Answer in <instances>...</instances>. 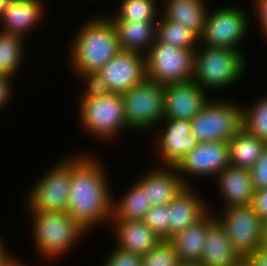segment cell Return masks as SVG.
Instances as JSON below:
<instances>
[{"instance_id": "6da1fadb", "label": "cell", "mask_w": 267, "mask_h": 266, "mask_svg": "<svg viewBox=\"0 0 267 266\" xmlns=\"http://www.w3.org/2000/svg\"><path fill=\"white\" fill-rule=\"evenodd\" d=\"M73 154L66 212L88 233H92L95 227L109 226L112 219V179L108 176V166L98 155L87 150Z\"/></svg>"}, {"instance_id": "7a4b0ae2", "label": "cell", "mask_w": 267, "mask_h": 266, "mask_svg": "<svg viewBox=\"0 0 267 266\" xmlns=\"http://www.w3.org/2000/svg\"><path fill=\"white\" fill-rule=\"evenodd\" d=\"M103 13L85 18L71 36L66 50L71 76L99 72L121 50L115 26Z\"/></svg>"}, {"instance_id": "3957f363", "label": "cell", "mask_w": 267, "mask_h": 266, "mask_svg": "<svg viewBox=\"0 0 267 266\" xmlns=\"http://www.w3.org/2000/svg\"><path fill=\"white\" fill-rule=\"evenodd\" d=\"M28 213L25 214L30 218V237L35 254L45 263L68 256V252H73L82 238L88 236V232L66 211Z\"/></svg>"}, {"instance_id": "277c9868", "label": "cell", "mask_w": 267, "mask_h": 266, "mask_svg": "<svg viewBox=\"0 0 267 266\" xmlns=\"http://www.w3.org/2000/svg\"><path fill=\"white\" fill-rule=\"evenodd\" d=\"M246 56L249 55L245 52L199 43L195 49L192 81L210 95L215 91L224 90L225 93L226 89L233 88L248 73L250 58Z\"/></svg>"}, {"instance_id": "5b68a950", "label": "cell", "mask_w": 267, "mask_h": 266, "mask_svg": "<svg viewBox=\"0 0 267 266\" xmlns=\"http://www.w3.org/2000/svg\"><path fill=\"white\" fill-rule=\"evenodd\" d=\"M77 103L79 127L84 134L87 133V137L91 135L98 143L108 144L118 136L121 139L123 133L130 132L125 120L122 94L110 93L94 99H78Z\"/></svg>"}, {"instance_id": "8992f818", "label": "cell", "mask_w": 267, "mask_h": 266, "mask_svg": "<svg viewBox=\"0 0 267 266\" xmlns=\"http://www.w3.org/2000/svg\"><path fill=\"white\" fill-rule=\"evenodd\" d=\"M210 9L206 16L203 32L199 37V43L245 52L241 46L248 39L251 24L254 23L250 14L251 10L230 3Z\"/></svg>"}, {"instance_id": "52a82bcc", "label": "cell", "mask_w": 267, "mask_h": 266, "mask_svg": "<svg viewBox=\"0 0 267 266\" xmlns=\"http://www.w3.org/2000/svg\"><path fill=\"white\" fill-rule=\"evenodd\" d=\"M54 164V165H53ZM42 172L24 194L26 212H64L68 205L72 154L63 156Z\"/></svg>"}, {"instance_id": "ba28073f", "label": "cell", "mask_w": 267, "mask_h": 266, "mask_svg": "<svg viewBox=\"0 0 267 266\" xmlns=\"http://www.w3.org/2000/svg\"><path fill=\"white\" fill-rule=\"evenodd\" d=\"M223 96H212L191 120V134L199 142H228L243 128V103Z\"/></svg>"}, {"instance_id": "9c48e42d", "label": "cell", "mask_w": 267, "mask_h": 266, "mask_svg": "<svg viewBox=\"0 0 267 266\" xmlns=\"http://www.w3.org/2000/svg\"><path fill=\"white\" fill-rule=\"evenodd\" d=\"M165 86L146 78L122 94L130 133L151 134L163 117Z\"/></svg>"}, {"instance_id": "30bf717a", "label": "cell", "mask_w": 267, "mask_h": 266, "mask_svg": "<svg viewBox=\"0 0 267 266\" xmlns=\"http://www.w3.org/2000/svg\"><path fill=\"white\" fill-rule=\"evenodd\" d=\"M146 75L160 85L192 81L195 50L155 41L145 55Z\"/></svg>"}, {"instance_id": "8fae6325", "label": "cell", "mask_w": 267, "mask_h": 266, "mask_svg": "<svg viewBox=\"0 0 267 266\" xmlns=\"http://www.w3.org/2000/svg\"><path fill=\"white\" fill-rule=\"evenodd\" d=\"M213 213L240 257L249 256L263 245L264 221L251 205L232 206Z\"/></svg>"}, {"instance_id": "7c38bea8", "label": "cell", "mask_w": 267, "mask_h": 266, "mask_svg": "<svg viewBox=\"0 0 267 266\" xmlns=\"http://www.w3.org/2000/svg\"><path fill=\"white\" fill-rule=\"evenodd\" d=\"M150 136L157 166L175 167L199 143L191 134V120L188 119L162 117Z\"/></svg>"}, {"instance_id": "4fadbf2b", "label": "cell", "mask_w": 267, "mask_h": 266, "mask_svg": "<svg viewBox=\"0 0 267 266\" xmlns=\"http://www.w3.org/2000/svg\"><path fill=\"white\" fill-rule=\"evenodd\" d=\"M230 165L228 142H199L175 168L186 186H193L194 178L213 179ZM193 178V180H192Z\"/></svg>"}, {"instance_id": "5bb4252c", "label": "cell", "mask_w": 267, "mask_h": 266, "mask_svg": "<svg viewBox=\"0 0 267 266\" xmlns=\"http://www.w3.org/2000/svg\"><path fill=\"white\" fill-rule=\"evenodd\" d=\"M98 74L111 93L124 94L147 78L145 55L120 50Z\"/></svg>"}, {"instance_id": "9a60e30c", "label": "cell", "mask_w": 267, "mask_h": 266, "mask_svg": "<svg viewBox=\"0 0 267 266\" xmlns=\"http://www.w3.org/2000/svg\"><path fill=\"white\" fill-rule=\"evenodd\" d=\"M211 98L194 81L168 84L164 92L163 117L192 120Z\"/></svg>"}, {"instance_id": "2e32d148", "label": "cell", "mask_w": 267, "mask_h": 266, "mask_svg": "<svg viewBox=\"0 0 267 266\" xmlns=\"http://www.w3.org/2000/svg\"><path fill=\"white\" fill-rule=\"evenodd\" d=\"M45 1L11 0L0 15V31L27 38L48 15L46 10L49 4Z\"/></svg>"}, {"instance_id": "e0dca14e", "label": "cell", "mask_w": 267, "mask_h": 266, "mask_svg": "<svg viewBox=\"0 0 267 266\" xmlns=\"http://www.w3.org/2000/svg\"><path fill=\"white\" fill-rule=\"evenodd\" d=\"M207 201L194 185L185 186L169 203L168 239L200 220L209 211Z\"/></svg>"}, {"instance_id": "ac0fdd59", "label": "cell", "mask_w": 267, "mask_h": 266, "mask_svg": "<svg viewBox=\"0 0 267 266\" xmlns=\"http://www.w3.org/2000/svg\"><path fill=\"white\" fill-rule=\"evenodd\" d=\"M214 179L223 201L218 209L252 204L254 187L249 169L228 165Z\"/></svg>"}, {"instance_id": "d6986e66", "label": "cell", "mask_w": 267, "mask_h": 266, "mask_svg": "<svg viewBox=\"0 0 267 266\" xmlns=\"http://www.w3.org/2000/svg\"><path fill=\"white\" fill-rule=\"evenodd\" d=\"M137 179L147 189L152 206L169 204L186 186L174 166L153 165Z\"/></svg>"}, {"instance_id": "ffe728a7", "label": "cell", "mask_w": 267, "mask_h": 266, "mask_svg": "<svg viewBox=\"0 0 267 266\" xmlns=\"http://www.w3.org/2000/svg\"><path fill=\"white\" fill-rule=\"evenodd\" d=\"M108 229L116 247L141 256L162 240L142 220L110 221Z\"/></svg>"}, {"instance_id": "44dd1931", "label": "cell", "mask_w": 267, "mask_h": 266, "mask_svg": "<svg viewBox=\"0 0 267 266\" xmlns=\"http://www.w3.org/2000/svg\"><path fill=\"white\" fill-rule=\"evenodd\" d=\"M209 211L197 222L176 233L169 240L173 243L181 264L200 263L208 226L216 219L210 203Z\"/></svg>"}, {"instance_id": "7402d4cb", "label": "cell", "mask_w": 267, "mask_h": 266, "mask_svg": "<svg viewBox=\"0 0 267 266\" xmlns=\"http://www.w3.org/2000/svg\"><path fill=\"white\" fill-rule=\"evenodd\" d=\"M160 15L178 22L193 31L198 37L203 32L210 7L206 0H160Z\"/></svg>"}, {"instance_id": "603a6c76", "label": "cell", "mask_w": 267, "mask_h": 266, "mask_svg": "<svg viewBox=\"0 0 267 266\" xmlns=\"http://www.w3.org/2000/svg\"><path fill=\"white\" fill-rule=\"evenodd\" d=\"M122 51L146 55L156 41L157 21H111Z\"/></svg>"}, {"instance_id": "cb8c5ba5", "label": "cell", "mask_w": 267, "mask_h": 266, "mask_svg": "<svg viewBox=\"0 0 267 266\" xmlns=\"http://www.w3.org/2000/svg\"><path fill=\"white\" fill-rule=\"evenodd\" d=\"M113 193L112 219L110 221L143 220L152 207L147 197V189L137 180L124 193L115 197Z\"/></svg>"}, {"instance_id": "d4e9b609", "label": "cell", "mask_w": 267, "mask_h": 266, "mask_svg": "<svg viewBox=\"0 0 267 266\" xmlns=\"http://www.w3.org/2000/svg\"><path fill=\"white\" fill-rule=\"evenodd\" d=\"M239 257L234 251L224 227L215 219L208 226L200 264L204 266H230Z\"/></svg>"}, {"instance_id": "484cf974", "label": "cell", "mask_w": 267, "mask_h": 266, "mask_svg": "<svg viewBox=\"0 0 267 266\" xmlns=\"http://www.w3.org/2000/svg\"><path fill=\"white\" fill-rule=\"evenodd\" d=\"M228 145L230 165L250 169L260 158L266 144L242 128L228 141Z\"/></svg>"}, {"instance_id": "4316f807", "label": "cell", "mask_w": 267, "mask_h": 266, "mask_svg": "<svg viewBox=\"0 0 267 266\" xmlns=\"http://www.w3.org/2000/svg\"><path fill=\"white\" fill-rule=\"evenodd\" d=\"M25 42L19 35L0 31V75L16 79L26 61Z\"/></svg>"}, {"instance_id": "83f0119b", "label": "cell", "mask_w": 267, "mask_h": 266, "mask_svg": "<svg viewBox=\"0 0 267 266\" xmlns=\"http://www.w3.org/2000/svg\"><path fill=\"white\" fill-rule=\"evenodd\" d=\"M118 3L114 14H105L111 21H158L160 17V0H120Z\"/></svg>"}, {"instance_id": "f1b7e54d", "label": "cell", "mask_w": 267, "mask_h": 266, "mask_svg": "<svg viewBox=\"0 0 267 266\" xmlns=\"http://www.w3.org/2000/svg\"><path fill=\"white\" fill-rule=\"evenodd\" d=\"M156 41L177 48L195 50L199 37L181 23L163 18L161 15L156 25Z\"/></svg>"}, {"instance_id": "f546056e", "label": "cell", "mask_w": 267, "mask_h": 266, "mask_svg": "<svg viewBox=\"0 0 267 266\" xmlns=\"http://www.w3.org/2000/svg\"><path fill=\"white\" fill-rule=\"evenodd\" d=\"M243 104V128L267 144V95Z\"/></svg>"}, {"instance_id": "4dcf8cb0", "label": "cell", "mask_w": 267, "mask_h": 266, "mask_svg": "<svg viewBox=\"0 0 267 266\" xmlns=\"http://www.w3.org/2000/svg\"><path fill=\"white\" fill-rule=\"evenodd\" d=\"M179 256L169 239H162L142 256V266H180Z\"/></svg>"}, {"instance_id": "1f68e13d", "label": "cell", "mask_w": 267, "mask_h": 266, "mask_svg": "<svg viewBox=\"0 0 267 266\" xmlns=\"http://www.w3.org/2000/svg\"><path fill=\"white\" fill-rule=\"evenodd\" d=\"M75 77L77 78L76 81H79L81 85L79 88H82V93L79 91L77 99H94L111 93L106 82L98 72L78 73Z\"/></svg>"}, {"instance_id": "d6a6232c", "label": "cell", "mask_w": 267, "mask_h": 266, "mask_svg": "<svg viewBox=\"0 0 267 266\" xmlns=\"http://www.w3.org/2000/svg\"><path fill=\"white\" fill-rule=\"evenodd\" d=\"M169 204L154 205L142 220L158 237L168 239Z\"/></svg>"}, {"instance_id": "836d02e7", "label": "cell", "mask_w": 267, "mask_h": 266, "mask_svg": "<svg viewBox=\"0 0 267 266\" xmlns=\"http://www.w3.org/2000/svg\"><path fill=\"white\" fill-rule=\"evenodd\" d=\"M105 259H102L100 266H142V256L132 252L123 251L118 247L112 246Z\"/></svg>"}, {"instance_id": "e575fe53", "label": "cell", "mask_w": 267, "mask_h": 266, "mask_svg": "<svg viewBox=\"0 0 267 266\" xmlns=\"http://www.w3.org/2000/svg\"><path fill=\"white\" fill-rule=\"evenodd\" d=\"M254 190L267 188V144L258 161L249 169Z\"/></svg>"}, {"instance_id": "d590c367", "label": "cell", "mask_w": 267, "mask_h": 266, "mask_svg": "<svg viewBox=\"0 0 267 266\" xmlns=\"http://www.w3.org/2000/svg\"><path fill=\"white\" fill-rule=\"evenodd\" d=\"M251 16L256 19V25L261 32V37L267 42V0H252ZM255 17V18H254ZM265 38V39H264Z\"/></svg>"}, {"instance_id": "8d00e7d4", "label": "cell", "mask_w": 267, "mask_h": 266, "mask_svg": "<svg viewBox=\"0 0 267 266\" xmlns=\"http://www.w3.org/2000/svg\"><path fill=\"white\" fill-rule=\"evenodd\" d=\"M14 81V78L0 75V111H3L14 98L12 97L14 96Z\"/></svg>"}, {"instance_id": "74e56055", "label": "cell", "mask_w": 267, "mask_h": 266, "mask_svg": "<svg viewBox=\"0 0 267 266\" xmlns=\"http://www.w3.org/2000/svg\"><path fill=\"white\" fill-rule=\"evenodd\" d=\"M1 236L2 235H0V266H29L26 260L23 262L21 257L14 255L13 251L10 252L11 250L6 246L5 238Z\"/></svg>"}, {"instance_id": "f35d334b", "label": "cell", "mask_w": 267, "mask_h": 266, "mask_svg": "<svg viewBox=\"0 0 267 266\" xmlns=\"http://www.w3.org/2000/svg\"><path fill=\"white\" fill-rule=\"evenodd\" d=\"M251 206L263 221L267 220V188L254 190Z\"/></svg>"}, {"instance_id": "ab89813d", "label": "cell", "mask_w": 267, "mask_h": 266, "mask_svg": "<svg viewBox=\"0 0 267 266\" xmlns=\"http://www.w3.org/2000/svg\"><path fill=\"white\" fill-rule=\"evenodd\" d=\"M253 266H267V250L262 246L247 256Z\"/></svg>"}, {"instance_id": "60d3db41", "label": "cell", "mask_w": 267, "mask_h": 266, "mask_svg": "<svg viewBox=\"0 0 267 266\" xmlns=\"http://www.w3.org/2000/svg\"><path fill=\"white\" fill-rule=\"evenodd\" d=\"M230 266H253V265L247 257H239Z\"/></svg>"}, {"instance_id": "b9f144b4", "label": "cell", "mask_w": 267, "mask_h": 266, "mask_svg": "<svg viewBox=\"0 0 267 266\" xmlns=\"http://www.w3.org/2000/svg\"><path fill=\"white\" fill-rule=\"evenodd\" d=\"M11 0H0V15L4 12V9Z\"/></svg>"}, {"instance_id": "7bdbcfd3", "label": "cell", "mask_w": 267, "mask_h": 266, "mask_svg": "<svg viewBox=\"0 0 267 266\" xmlns=\"http://www.w3.org/2000/svg\"><path fill=\"white\" fill-rule=\"evenodd\" d=\"M262 247L267 250V233H264Z\"/></svg>"}, {"instance_id": "ee69618b", "label": "cell", "mask_w": 267, "mask_h": 266, "mask_svg": "<svg viewBox=\"0 0 267 266\" xmlns=\"http://www.w3.org/2000/svg\"><path fill=\"white\" fill-rule=\"evenodd\" d=\"M180 266H204L200 263H193V264H181Z\"/></svg>"}, {"instance_id": "f6af8a7d", "label": "cell", "mask_w": 267, "mask_h": 266, "mask_svg": "<svg viewBox=\"0 0 267 266\" xmlns=\"http://www.w3.org/2000/svg\"><path fill=\"white\" fill-rule=\"evenodd\" d=\"M265 233H267V220L264 221Z\"/></svg>"}, {"instance_id": "bcb514c9", "label": "cell", "mask_w": 267, "mask_h": 266, "mask_svg": "<svg viewBox=\"0 0 267 266\" xmlns=\"http://www.w3.org/2000/svg\"><path fill=\"white\" fill-rule=\"evenodd\" d=\"M83 1H84V0H83ZM93 1L96 2V1H99V0H88V1L86 0V2H88V3H89V2H93Z\"/></svg>"}]
</instances>
